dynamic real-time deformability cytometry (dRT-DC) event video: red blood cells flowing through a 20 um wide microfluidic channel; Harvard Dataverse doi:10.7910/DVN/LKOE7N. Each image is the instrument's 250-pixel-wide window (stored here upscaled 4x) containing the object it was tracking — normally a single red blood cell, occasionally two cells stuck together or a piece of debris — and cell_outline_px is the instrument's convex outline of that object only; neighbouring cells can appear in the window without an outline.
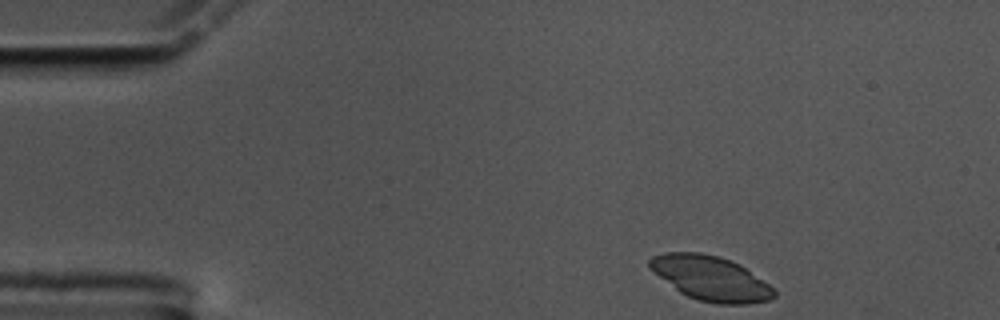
{"species": "common noctule bat (a hibernating species)", "species_latin": "Nyctalus noctula", "temperature_condition": "cold", "stored_images_in_passage": 51, "camera_frame_rate_fps": 3000, "um_per_image_px": 0.085, "animal": {"sex": "male", "body_mass_g": 17.5, "forearm_length_mm": 52.3}, "frame": {"image": 1, "passage_image": 1, "time_ms": 0.0, "image_size_px": [1000, 320], "cell_outline_px": [[776, 296], [768, 300], [748, 304], [716, 304], [696, 300], [680, 292], [648, 268], [648, 260], [652, 256], [664, 252], [700, 252], [720, 256], [740, 264], [768, 284], [776, 292]], "centroid_in_image_um": [60.38, 23.65], "position_along_channel_um": 24.6, "area_um2": 32.37}}